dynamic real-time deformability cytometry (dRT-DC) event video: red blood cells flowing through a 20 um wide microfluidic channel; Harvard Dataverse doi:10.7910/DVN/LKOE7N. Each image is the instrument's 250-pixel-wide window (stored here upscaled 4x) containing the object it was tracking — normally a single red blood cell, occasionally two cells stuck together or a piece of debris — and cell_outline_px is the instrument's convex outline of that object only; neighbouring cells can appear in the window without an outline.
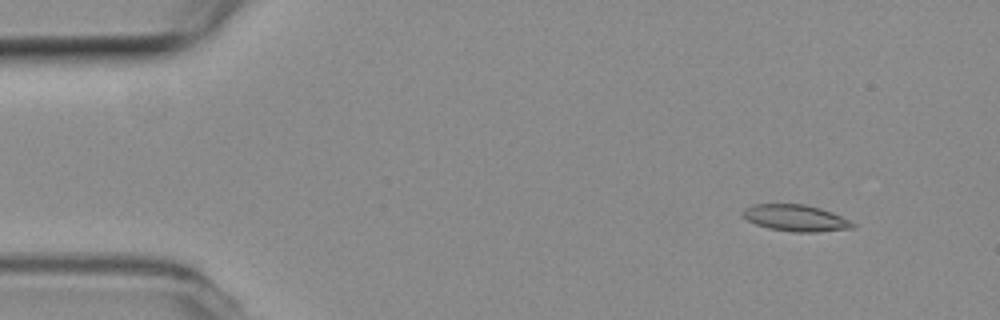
{"species": "common noctule bat (a hibernating species)", "species_latin": "Nyctalus noctula", "temperature_condition": "room temperature", "stored_images_in_passage": 55, "camera_frame_rate_fps": 3000, "um_per_image_px": 0.085, "animal": {"sex": "female", "body_mass_g": 19.3, "forearm_length_mm": 54.1}, "frame": {"image": 1, "passage_image": 6, "time_ms": 1.667, "image_size_px": [1000, 320], "cell_outline_px": [[856, 224], [852, 228], [816, 232], [792, 232], [768, 228], [756, 224], [748, 220], [740, 212], [744, 208], [752, 204], [804, 204], [820, 208], [832, 212]], "centroid_in_image_um": [67.6, 18.52], "position_along_channel_um": 17.4, "area_um2": 16.94}}
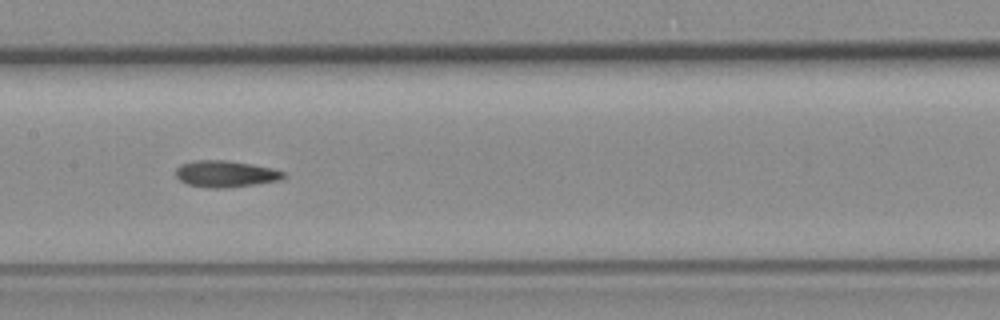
{"frame": {"image": 2, "passage_image": 27, "time_ms": 8.667, "image_size_px": [1000, 320], "cell_outline_px": [[288, 176], [280, 180], [256, 184], [228, 188], [208, 188], [188, 184], [180, 180], [176, 176], [176, 168], [180, 164], [196, 160], [224, 160], [252, 164], [272, 168], [284, 172]], "centroid_in_image_um": [19.19, 14.78], "position_along_channel_um": 188.2, "area_um2": 16.76}}
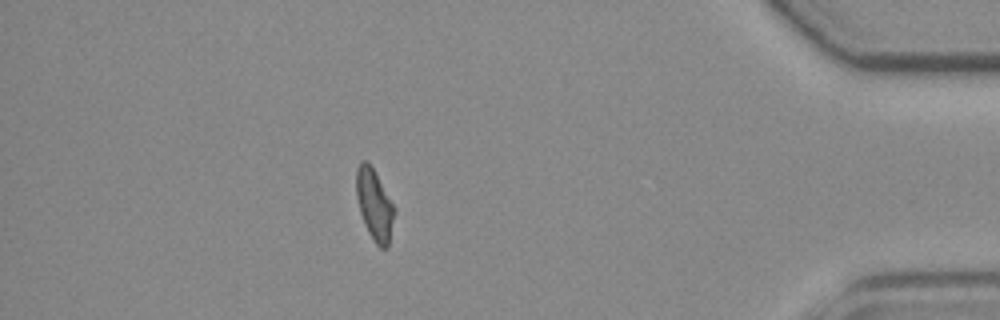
{"frame": {"image": 3, "passage_image": 48, "time_ms": 15.667, "image_size_px": [1000, 320], "cell_outline_px": [[396, 212], [388, 248], [380, 248], [376, 244], [368, 232], [364, 224], [360, 212], [356, 196], [356, 168], [360, 160], [364, 160], [372, 168], [396, 208]], "centroid_in_image_um": [31.84, 17.44], "position_along_channel_um": 403.4, "area_um2": 15.84}, "authors_computed_cell_mechanics": {"area_um2": 16.3574, "velocity_mm_per_s": 3.793, "shape_relaxation_time_tau1_ms": null, "shape_relaxation_time_tau2_ms": 6.5564, "deformation_change_tau1": null, "deformation_change_tau2": 0.1356}}